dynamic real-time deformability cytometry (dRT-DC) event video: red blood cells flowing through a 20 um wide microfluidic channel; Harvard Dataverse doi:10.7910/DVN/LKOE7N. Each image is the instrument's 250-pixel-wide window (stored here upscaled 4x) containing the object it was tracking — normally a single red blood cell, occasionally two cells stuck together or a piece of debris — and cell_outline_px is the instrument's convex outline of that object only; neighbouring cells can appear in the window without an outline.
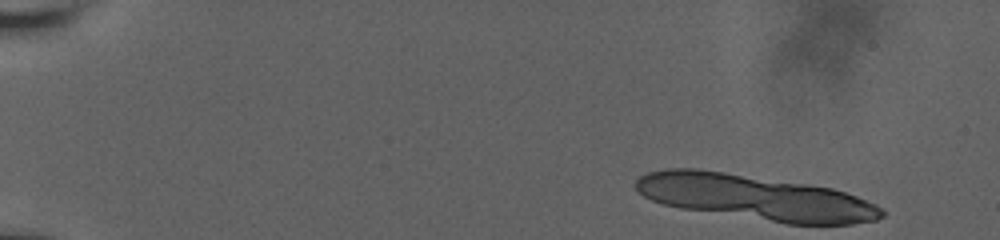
{"species": "human", "species_latin": "Homo sapiens", "temperature_condition": "room temperature", "stored_images_in_passage": 18, "camera_frame_rate_fps": 3000, "um_per_image_px": 0.085, "donor": {"sex": "male"}, "frame": {"image": 1, "passage_image": 1, "time_ms": 0.0, "image_size_px": [1000, 240], "cell_outline_px": [[884, 216], [876, 220], [852, 224], [788, 224], [680, 208], [664, 204], [652, 200], [644, 196], [632, 184], [640, 176], [648, 172], [664, 168], [696, 168], [808, 184], [832, 188], [856, 196], [876, 204], [884, 212]], "centroid_in_image_um": [64.17, 16.78], "position_along_channel_um": 20.8, "area_um2": 64.62}}